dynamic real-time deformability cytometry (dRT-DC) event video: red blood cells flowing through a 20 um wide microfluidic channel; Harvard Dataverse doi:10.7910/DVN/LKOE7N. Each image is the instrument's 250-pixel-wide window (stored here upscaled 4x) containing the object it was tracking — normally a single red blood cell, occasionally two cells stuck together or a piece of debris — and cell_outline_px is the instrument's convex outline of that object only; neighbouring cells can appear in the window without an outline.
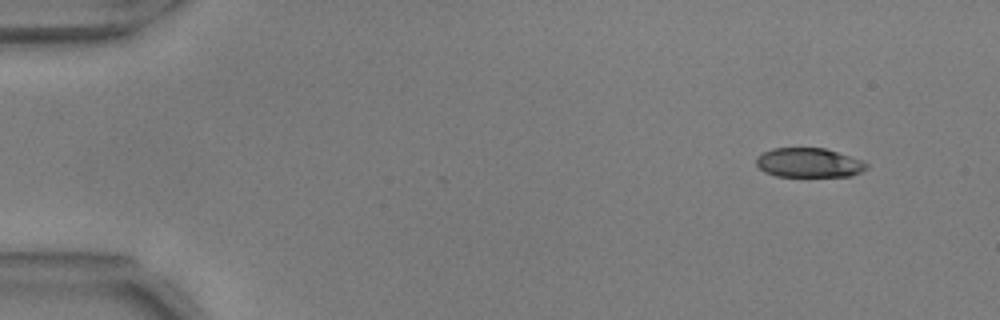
{"species": "common noctule bat (a hibernating species)", "species_latin": "Nyctalus noctula", "temperature_condition": "warm", "stored_images_in_passage": 51, "camera_frame_rate_fps": 3000, "um_per_image_px": 0.085, "animal": {"sex": "male", "body_mass_g": 17.9, "forearm_length_mm": 54.2}, "frame": {"image": 1, "passage_image": 1, "time_ms": 0.0, "image_size_px": [1000, 320], "cell_outline_px": [[868, 168], [852, 176], [776, 176], [764, 172], [756, 164], [756, 156], [772, 148], [824, 148], [864, 160], [868, 164]], "centroid_in_image_um": [68.76, 13.83], "position_along_channel_um": 16.2, "area_um2": 18.96}}
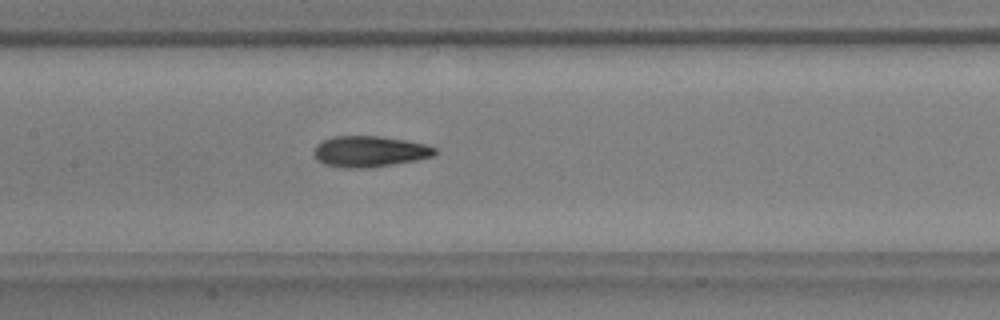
{"frame": {"image": 2, "passage_image": 23, "time_ms": 7.333, "image_size_px": [1000, 320], "cell_outline_px": [[436, 152], [432, 156], [416, 160], [368, 168], [344, 168], [324, 164], [316, 160], [312, 152], [316, 144], [332, 136], [380, 136], [404, 140], [424, 144], [436, 148]], "centroid_in_image_um": [31.35, 12.88], "position_along_channel_um": 176.1, "area_um2": 21.85}}
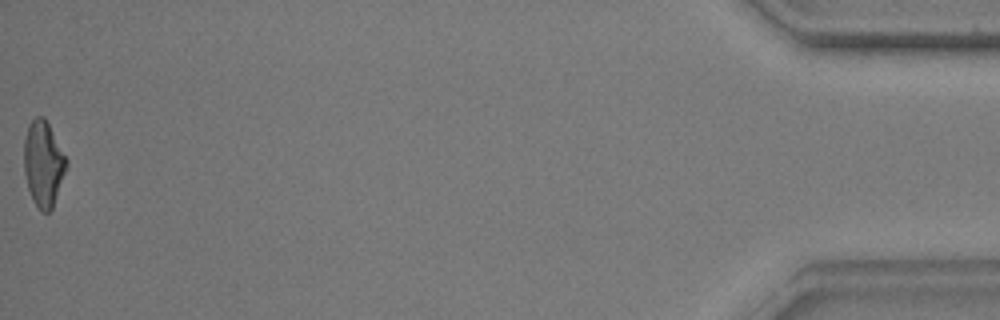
{"frame": {"image": 3, "passage_image": 51, "time_ms": 16.667, "image_size_px": [1000, 320], "cell_outline_px": [[68, 164], [52, 208], [48, 212], [40, 212], [32, 200], [28, 188], [24, 172], [24, 140], [28, 124], [36, 116], [44, 116], [68, 160]], "centroid_in_image_um": [3.67, 13.91], "position_along_channel_um": 431.5, "area_um2": 21.15}, "authors_computed_cell_mechanics": {"area_um2": 21.2126, "velocity_mm_per_s": 3.7216, "shape_relaxation_time_tau1_ms": null, "shape_relaxation_time_tau2_ms": 2.3213, "deformation_change_tau1": null, "deformation_change_tau2": 0.1074}}